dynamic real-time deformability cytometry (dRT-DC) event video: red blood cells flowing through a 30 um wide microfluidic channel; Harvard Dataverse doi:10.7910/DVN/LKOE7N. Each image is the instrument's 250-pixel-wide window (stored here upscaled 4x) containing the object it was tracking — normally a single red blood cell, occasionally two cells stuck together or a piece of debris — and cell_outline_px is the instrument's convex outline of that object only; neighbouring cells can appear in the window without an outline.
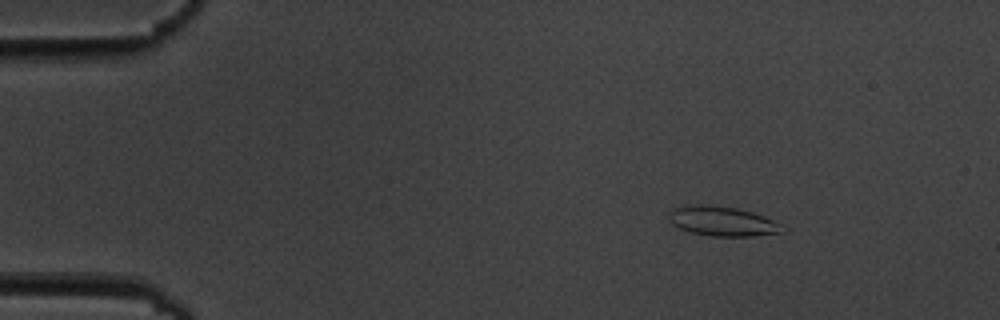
{"species": "common noctule bat (a hibernating species)", "species_latin": "Nyctalus noctula", "temperature_condition": "cold", "stored_images_in_passage": 7, "camera_frame_rate_fps": 3000, "um_per_image_px": 0.085, "animal": {"sex": "male", "body_mass_g": 19.5, "forearm_length_mm": 54.6}, "frame": {"image": 1, "passage_image": 3, "time_ms": 2.333, "image_size_px": [1000, 320], "cell_outline_px": [[788, 228], [784, 232], [752, 236], [708, 236], [688, 232], [672, 224], [668, 220], [668, 212], [672, 208], [680, 204], [708, 204], [736, 208], [752, 212], [764, 216]], "centroid_in_image_um": [61.34, 18.79], "position_along_channel_um": 23.7, "area_um2": 20.11}}
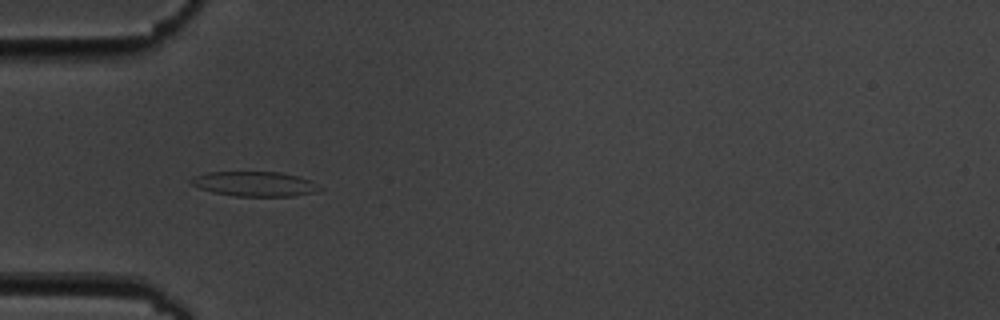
{"frame": {"image": 2, "passage_image": 6, "time_ms": 5.667, "image_size_px": [1000, 320], "cell_outline_px": [[324, 188], [316, 192], [292, 196], [236, 196], [212, 192], [200, 188], [192, 184], [188, 180], [192, 176], [208, 172], [280, 172], [312, 180]], "centroid_in_image_um": [21.66, 15.63], "position_along_channel_um": 63.3, "area_um2": 18.67}}